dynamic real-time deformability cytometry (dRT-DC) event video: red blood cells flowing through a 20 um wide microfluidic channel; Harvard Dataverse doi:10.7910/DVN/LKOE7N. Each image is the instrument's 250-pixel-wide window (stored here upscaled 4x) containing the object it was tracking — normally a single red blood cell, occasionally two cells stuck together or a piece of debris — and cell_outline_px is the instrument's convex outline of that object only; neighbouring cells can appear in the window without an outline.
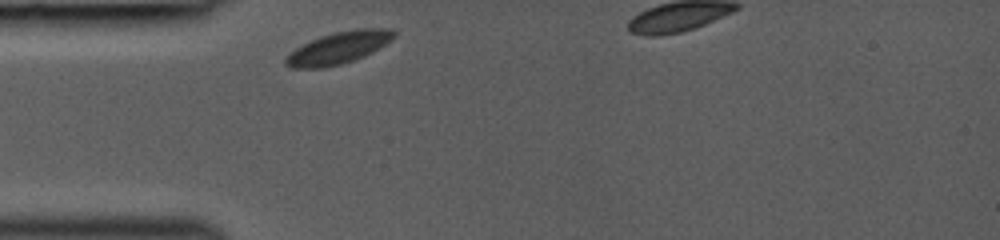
{"species": "common noctule bat (a hibernating species)", "species_latin": "Nyctalus noctula", "temperature_condition": "room temperature", "stored_images_in_passage": 7, "camera_frame_rate_fps": 3000, "um_per_image_px": 0.085, "animal": {"sex": "female", "body_mass_g": 19.0, "forearm_length_mm": 53.3}, "frame": {"image": 1, "passage_image": 1, "time_ms": 0.0, "image_size_px": [1000, 240], "cell_outline_px": [[396, 36], [372, 52], [364, 56], [340, 64], [324, 68], [292, 68], [284, 64], [284, 60], [296, 48], [320, 36], [336, 32], [360, 28], [392, 28], [396, 32]], "centroid_in_image_um": [28.8, 4.06], "position_along_channel_um": 56.2, "area_um2": 19.88}}
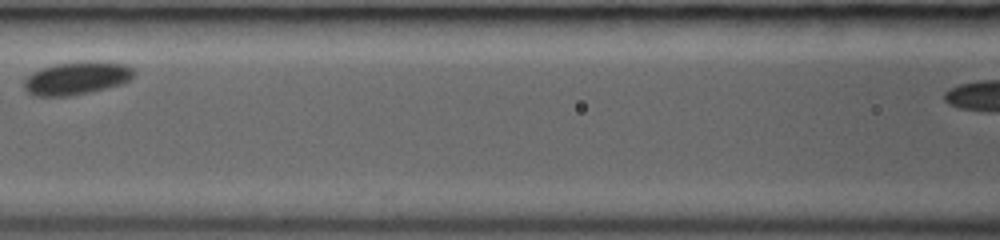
{"frame": {"image": 2, "passage_image": 4, "time_ms": 2.667, "image_size_px": [1000, 240], "cell_outline_px": [[136, 72], [128, 80], [120, 84], [92, 92], [68, 96], [32, 96], [24, 88], [24, 80], [32, 72], [56, 64], [128, 64]], "centroid_in_image_um": [6.46, 6.71], "position_along_channel_um": 160.1, "area_um2": 20.11}}
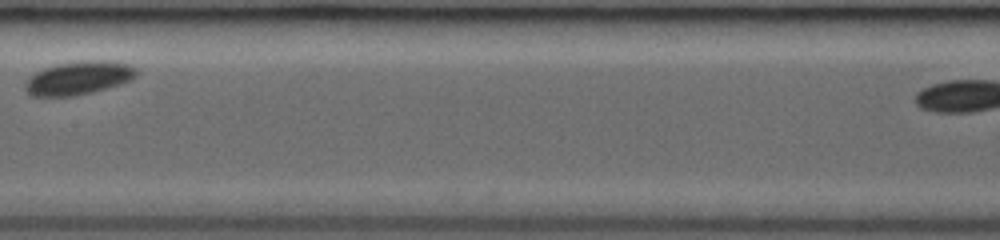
{"frame": {"image": 3, "passage_image": 5, "time_ms": 3.667, "image_size_px": [1000, 240], "cell_outline_px": [[136, 76], [132, 80], [120, 84], [92, 92], [76, 96], [32, 96], [24, 88], [24, 84], [36, 72], [44, 68], [60, 64], [88, 60], [104, 60], [132, 64], [136, 68]], "centroid_in_image_um": [6.72, 6.63], "position_along_channel_um": 200.7, "area_um2": 21.5}}